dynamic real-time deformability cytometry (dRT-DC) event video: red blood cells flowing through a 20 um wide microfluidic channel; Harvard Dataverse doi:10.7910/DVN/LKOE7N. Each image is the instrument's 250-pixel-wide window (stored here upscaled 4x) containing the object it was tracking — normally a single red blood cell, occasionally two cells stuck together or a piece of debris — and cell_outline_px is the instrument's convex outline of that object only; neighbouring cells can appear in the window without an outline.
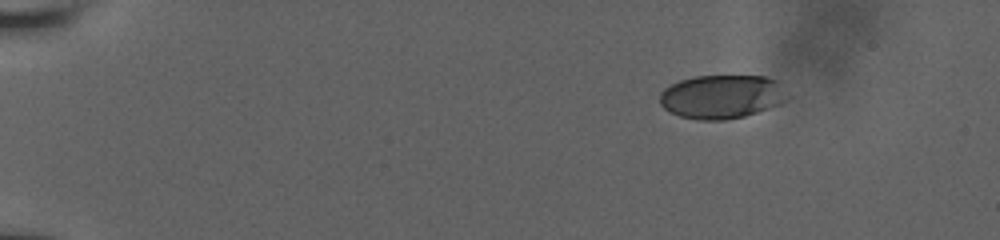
{"species": "human", "species_latin": "Homo sapiens", "temperature_condition": "room temperature", "stored_images_in_passage": 6, "camera_frame_rate_fps": 3000, "um_per_image_px": 0.085, "donor": {"sex": "male"}, "frame": {"image": 1, "passage_image": 1, "time_ms": 0.0, "image_size_px": [1000, 240], "cell_outline_px": [[784, 100], [780, 104], [744, 116], [724, 120], [696, 120], [680, 116], [668, 112], [660, 104], [660, 92], [664, 88], [680, 80], [696, 76], [764, 76], [780, 80]], "centroid_in_image_um": [61.29, 8.22], "position_along_channel_um": 23.7, "area_um2": 32.37}}
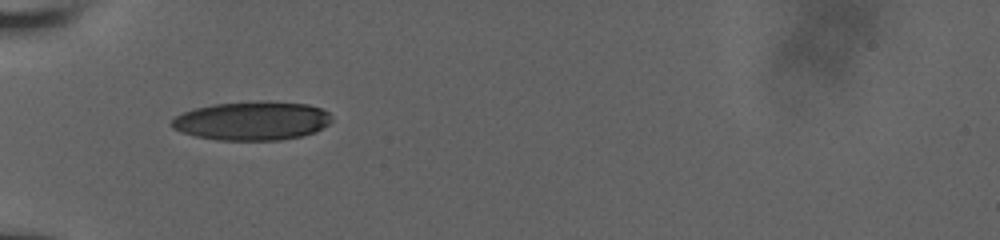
{"frame": {"image": 2, "passage_image": 5, "time_ms": 4.0, "image_size_px": [1000, 240], "cell_outline_px": [[332, 120], [328, 124], [316, 132], [300, 136], [280, 140], [216, 140], [196, 136], [180, 132], [172, 128], [168, 124], [176, 116], [184, 112], [196, 108], [216, 104], [260, 100], [268, 100], [308, 104], [320, 108], [328, 112]], "centroid_in_image_um": [21.42, 10.26], "position_along_channel_um": 63.6, "area_um2": 36.41}}
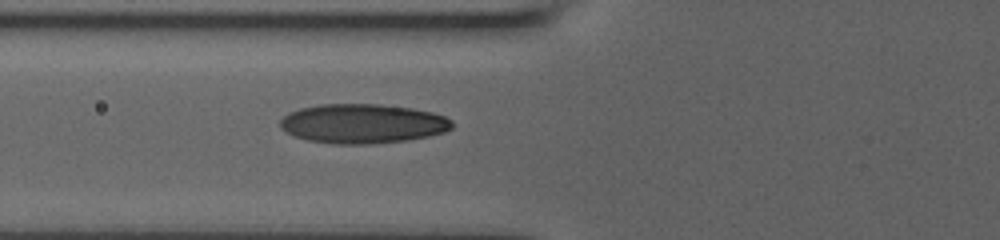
{"frame": {"image": 3, "passage_image": 6, "time_ms": 5.0, "image_size_px": [1000, 240], "cell_outline_px": [[452, 128], [444, 132], [428, 136], [408, 140], [368, 144], [332, 144], [308, 140], [296, 136], [280, 128], [280, 120], [288, 112], [300, 108], [320, 104], [380, 104], [412, 108], [432, 112], [444, 116], [452, 120]], "centroid_in_image_um": [30.82, 10.5], "position_along_channel_um": 95.0, "area_um2": 39.54}}